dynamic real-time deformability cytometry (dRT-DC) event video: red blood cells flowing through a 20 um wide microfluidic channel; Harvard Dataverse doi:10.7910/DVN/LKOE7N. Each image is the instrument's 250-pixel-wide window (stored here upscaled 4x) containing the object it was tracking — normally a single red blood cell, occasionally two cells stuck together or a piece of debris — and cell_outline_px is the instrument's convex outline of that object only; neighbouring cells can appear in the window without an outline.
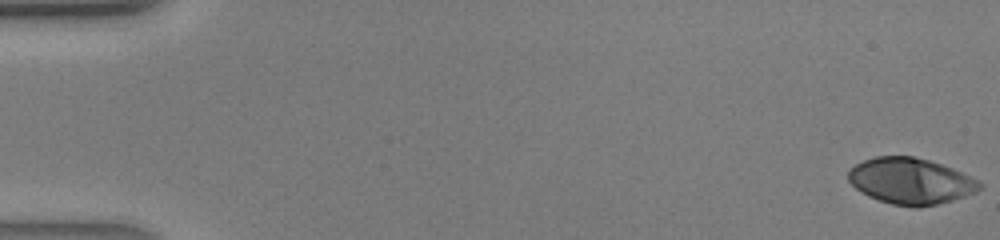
{"species": "human", "species_latin": "Homo sapiens", "temperature_condition": "warm", "stored_images_in_passage": 42, "camera_frame_rate_fps": 3000, "um_per_image_px": 0.085, "donor": {"sex": "male"}, "frame": {"image": 1, "passage_image": 1, "time_ms": 0.0, "image_size_px": [1000, 240], "cell_outline_px": [[984, 184], [976, 192], [952, 200], [920, 208], [912, 208], [892, 204], [868, 196], [860, 192], [848, 180], [848, 172], [856, 164], [864, 160], [876, 156], [912, 156], [928, 160], [952, 168], [980, 180]], "centroid_in_image_um": [77.42, 15.4], "position_along_channel_um": 7.6, "area_um2": 35.32}}
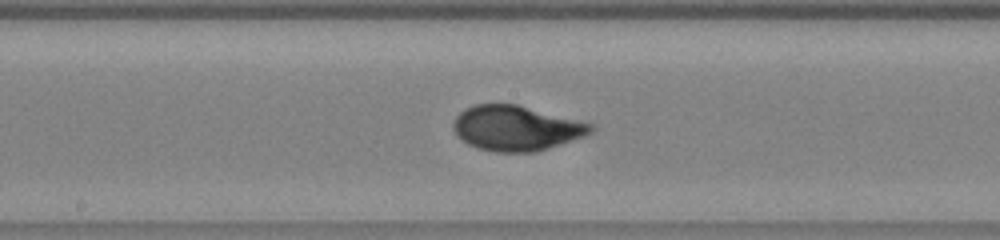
{"frame": {"image": 2, "passage_image": 23, "time_ms": 7.333, "image_size_px": [1000, 240], "cell_outline_px": [[596, 128], [592, 132], [584, 136], [536, 152], [496, 152], [480, 148], [468, 144], [460, 140], [456, 136], [452, 128], [452, 124], [456, 116], [464, 108], [476, 104], [516, 104], [596, 124]], "centroid_in_image_um": [43.87, 10.89], "position_along_channel_um": 204.3, "area_um2": 36.3}}
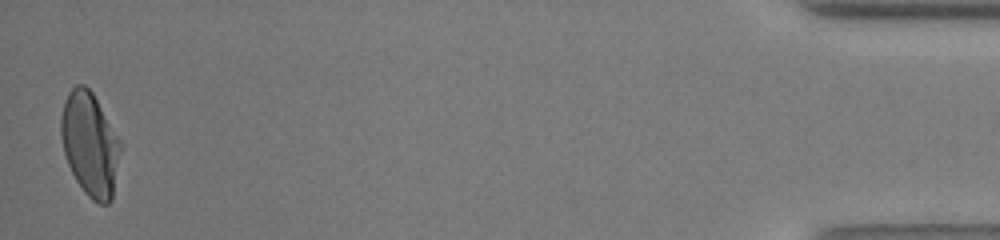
{"frame": {"image": 3, "passage_image": 42, "time_ms": 13.667, "image_size_px": [1000, 240], "cell_outline_px": [[120, 152], [112, 200], [108, 204], [100, 204], [92, 200], [84, 192], [76, 180], [68, 164], [64, 152], [60, 136], [60, 120], [64, 100], [68, 92], [76, 84], [84, 84], [92, 92], [120, 140]], "centroid_in_image_um": [7.62, 12.26], "position_along_channel_um": 427.6, "area_um2": 35.78}}